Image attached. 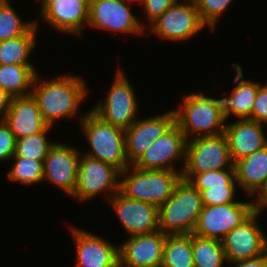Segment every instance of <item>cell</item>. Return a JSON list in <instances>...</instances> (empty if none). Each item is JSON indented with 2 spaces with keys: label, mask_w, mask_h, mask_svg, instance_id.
<instances>
[{
  "label": "cell",
  "mask_w": 267,
  "mask_h": 267,
  "mask_svg": "<svg viewBox=\"0 0 267 267\" xmlns=\"http://www.w3.org/2000/svg\"><path fill=\"white\" fill-rule=\"evenodd\" d=\"M81 77L57 75L54 79L42 80L36 73L31 94L37 101L43 120L50 126L56 120L69 119L77 114L88 89Z\"/></svg>",
  "instance_id": "obj_1"
},
{
  "label": "cell",
  "mask_w": 267,
  "mask_h": 267,
  "mask_svg": "<svg viewBox=\"0 0 267 267\" xmlns=\"http://www.w3.org/2000/svg\"><path fill=\"white\" fill-rule=\"evenodd\" d=\"M205 93L200 91L185 95L182 104L174 109L175 123L187 140L215 136L225 131L227 120L221 112L218 98L208 97Z\"/></svg>",
  "instance_id": "obj_2"
},
{
  "label": "cell",
  "mask_w": 267,
  "mask_h": 267,
  "mask_svg": "<svg viewBox=\"0 0 267 267\" xmlns=\"http://www.w3.org/2000/svg\"><path fill=\"white\" fill-rule=\"evenodd\" d=\"M79 124L90 149L86 156L109 163L120 171L125 170L129 163L126 156L125 131L103 121L91 109L79 116Z\"/></svg>",
  "instance_id": "obj_3"
},
{
  "label": "cell",
  "mask_w": 267,
  "mask_h": 267,
  "mask_svg": "<svg viewBox=\"0 0 267 267\" xmlns=\"http://www.w3.org/2000/svg\"><path fill=\"white\" fill-rule=\"evenodd\" d=\"M203 208L200 191L183 178L158 208V228L166 235L191 234Z\"/></svg>",
  "instance_id": "obj_4"
},
{
  "label": "cell",
  "mask_w": 267,
  "mask_h": 267,
  "mask_svg": "<svg viewBox=\"0 0 267 267\" xmlns=\"http://www.w3.org/2000/svg\"><path fill=\"white\" fill-rule=\"evenodd\" d=\"M120 178L119 191L123 195L159 208L171 197L182 175L179 171L144 170L129 165L121 171Z\"/></svg>",
  "instance_id": "obj_5"
},
{
  "label": "cell",
  "mask_w": 267,
  "mask_h": 267,
  "mask_svg": "<svg viewBox=\"0 0 267 267\" xmlns=\"http://www.w3.org/2000/svg\"><path fill=\"white\" fill-rule=\"evenodd\" d=\"M135 90L125 73L119 68L103 101L91 110L103 121L122 129L129 128L138 118Z\"/></svg>",
  "instance_id": "obj_6"
},
{
  "label": "cell",
  "mask_w": 267,
  "mask_h": 267,
  "mask_svg": "<svg viewBox=\"0 0 267 267\" xmlns=\"http://www.w3.org/2000/svg\"><path fill=\"white\" fill-rule=\"evenodd\" d=\"M181 174L235 169L225 133L187 140L185 163Z\"/></svg>",
  "instance_id": "obj_7"
},
{
  "label": "cell",
  "mask_w": 267,
  "mask_h": 267,
  "mask_svg": "<svg viewBox=\"0 0 267 267\" xmlns=\"http://www.w3.org/2000/svg\"><path fill=\"white\" fill-rule=\"evenodd\" d=\"M120 173L121 171L115 166L86 156L81 152L77 183L72 199L87 202L103 193L109 200L120 189Z\"/></svg>",
  "instance_id": "obj_8"
},
{
  "label": "cell",
  "mask_w": 267,
  "mask_h": 267,
  "mask_svg": "<svg viewBox=\"0 0 267 267\" xmlns=\"http://www.w3.org/2000/svg\"><path fill=\"white\" fill-rule=\"evenodd\" d=\"M177 0L150 24V30L160 39L184 42L207 25L202 21L194 0Z\"/></svg>",
  "instance_id": "obj_9"
},
{
  "label": "cell",
  "mask_w": 267,
  "mask_h": 267,
  "mask_svg": "<svg viewBox=\"0 0 267 267\" xmlns=\"http://www.w3.org/2000/svg\"><path fill=\"white\" fill-rule=\"evenodd\" d=\"M254 211L252 200L215 206L203 205L193 234L222 241L227 233L245 221Z\"/></svg>",
  "instance_id": "obj_10"
},
{
  "label": "cell",
  "mask_w": 267,
  "mask_h": 267,
  "mask_svg": "<svg viewBox=\"0 0 267 267\" xmlns=\"http://www.w3.org/2000/svg\"><path fill=\"white\" fill-rule=\"evenodd\" d=\"M128 0H89L88 26L119 34H144V26L132 13Z\"/></svg>",
  "instance_id": "obj_11"
},
{
  "label": "cell",
  "mask_w": 267,
  "mask_h": 267,
  "mask_svg": "<svg viewBox=\"0 0 267 267\" xmlns=\"http://www.w3.org/2000/svg\"><path fill=\"white\" fill-rule=\"evenodd\" d=\"M187 139L180 127L174 123L161 137L156 139L134 164L144 170H170L182 173V168L176 169V161L185 163ZM175 162V163H174Z\"/></svg>",
  "instance_id": "obj_12"
},
{
  "label": "cell",
  "mask_w": 267,
  "mask_h": 267,
  "mask_svg": "<svg viewBox=\"0 0 267 267\" xmlns=\"http://www.w3.org/2000/svg\"><path fill=\"white\" fill-rule=\"evenodd\" d=\"M259 215L260 212L254 211L222 240L227 261L251 259L267 251V237L257 222Z\"/></svg>",
  "instance_id": "obj_13"
},
{
  "label": "cell",
  "mask_w": 267,
  "mask_h": 267,
  "mask_svg": "<svg viewBox=\"0 0 267 267\" xmlns=\"http://www.w3.org/2000/svg\"><path fill=\"white\" fill-rule=\"evenodd\" d=\"M80 153L75 146L55 142L43 162V181L51 182L72 197L77 183Z\"/></svg>",
  "instance_id": "obj_14"
},
{
  "label": "cell",
  "mask_w": 267,
  "mask_h": 267,
  "mask_svg": "<svg viewBox=\"0 0 267 267\" xmlns=\"http://www.w3.org/2000/svg\"><path fill=\"white\" fill-rule=\"evenodd\" d=\"M166 236L160 230L129 236L118 245L119 267L161 266Z\"/></svg>",
  "instance_id": "obj_15"
},
{
  "label": "cell",
  "mask_w": 267,
  "mask_h": 267,
  "mask_svg": "<svg viewBox=\"0 0 267 267\" xmlns=\"http://www.w3.org/2000/svg\"><path fill=\"white\" fill-rule=\"evenodd\" d=\"M164 113L146 119H137L124 130L129 165H134L151 144L175 123L174 109Z\"/></svg>",
  "instance_id": "obj_16"
},
{
  "label": "cell",
  "mask_w": 267,
  "mask_h": 267,
  "mask_svg": "<svg viewBox=\"0 0 267 267\" xmlns=\"http://www.w3.org/2000/svg\"><path fill=\"white\" fill-rule=\"evenodd\" d=\"M108 201L128 235L148 234L159 230L158 208L153 204L130 199L120 191Z\"/></svg>",
  "instance_id": "obj_17"
},
{
  "label": "cell",
  "mask_w": 267,
  "mask_h": 267,
  "mask_svg": "<svg viewBox=\"0 0 267 267\" xmlns=\"http://www.w3.org/2000/svg\"><path fill=\"white\" fill-rule=\"evenodd\" d=\"M40 13L57 31L80 36L89 21V0H44Z\"/></svg>",
  "instance_id": "obj_18"
},
{
  "label": "cell",
  "mask_w": 267,
  "mask_h": 267,
  "mask_svg": "<svg viewBox=\"0 0 267 267\" xmlns=\"http://www.w3.org/2000/svg\"><path fill=\"white\" fill-rule=\"evenodd\" d=\"M200 191L205 206L223 205L237 202L238 191L235 169L207 171L198 174H181Z\"/></svg>",
  "instance_id": "obj_19"
},
{
  "label": "cell",
  "mask_w": 267,
  "mask_h": 267,
  "mask_svg": "<svg viewBox=\"0 0 267 267\" xmlns=\"http://www.w3.org/2000/svg\"><path fill=\"white\" fill-rule=\"evenodd\" d=\"M70 228L77 253L75 267H119L117 245L82 228Z\"/></svg>",
  "instance_id": "obj_20"
},
{
  "label": "cell",
  "mask_w": 267,
  "mask_h": 267,
  "mask_svg": "<svg viewBox=\"0 0 267 267\" xmlns=\"http://www.w3.org/2000/svg\"><path fill=\"white\" fill-rule=\"evenodd\" d=\"M263 126L264 124L248 118L226 123L224 133L233 164L267 145Z\"/></svg>",
  "instance_id": "obj_21"
},
{
  "label": "cell",
  "mask_w": 267,
  "mask_h": 267,
  "mask_svg": "<svg viewBox=\"0 0 267 267\" xmlns=\"http://www.w3.org/2000/svg\"><path fill=\"white\" fill-rule=\"evenodd\" d=\"M4 121L16 139L40 133L48 126L32 94L11 98Z\"/></svg>",
  "instance_id": "obj_22"
},
{
  "label": "cell",
  "mask_w": 267,
  "mask_h": 267,
  "mask_svg": "<svg viewBox=\"0 0 267 267\" xmlns=\"http://www.w3.org/2000/svg\"><path fill=\"white\" fill-rule=\"evenodd\" d=\"M233 69L236 71L234 78L235 86L229 97L219 100L221 112L228 121L232 115L237 119H247L251 116L255 104V97L261 84L259 82L245 80L242 66L232 63Z\"/></svg>",
  "instance_id": "obj_23"
},
{
  "label": "cell",
  "mask_w": 267,
  "mask_h": 267,
  "mask_svg": "<svg viewBox=\"0 0 267 267\" xmlns=\"http://www.w3.org/2000/svg\"><path fill=\"white\" fill-rule=\"evenodd\" d=\"M236 181L248 196H255L267 181V145L234 164Z\"/></svg>",
  "instance_id": "obj_24"
},
{
  "label": "cell",
  "mask_w": 267,
  "mask_h": 267,
  "mask_svg": "<svg viewBox=\"0 0 267 267\" xmlns=\"http://www.w3.org/2000/svg\"><path fill=\"white\" fill-rule=\"evenodd\" d=\"M38 22L24 35L0 42V64L34 65L28 58L36 47Z\"/></svg>",
  "instance_id": "obj_25"
},
{
  "label": "cell",
  "mask_w": 267,
  "mask_h": 267,
  "mask_svg": "<svg viewBox=\"0 0 267 267\" xmlns=\"http://www.w3.org/2000/svg\"><path fill=\"white\" fill-rule=\"evenodd\" d=\"M36 73L34 65L0 64V88L12 98L29 95Z\"/></svg>",
  "instance_id": "obj_26"
},
{
  "label": "cell",
  "mask_w": 267,
  "mask_h": 267,
  "mask_svg": "<svg viewBox=\"0 0 267 267\" xmlns=\"http://www.w3.org/2000/svg\"><path fill=\"white\" fill-rule=\"evenodd\" d=\"M161 267H194L192 233L166 236Z\"/></svg>",
  "instance_id": "obj_27"
},
{
  "label": "cell",
  "mask_w": 267,
  "mask_h": 267,
  "mask_svg": "<svg viewBox=\"0 0 267 267\" xmlns=\"http://www.w3.org/2000/svg\"><path fill=\"white\" fill-rule=\"evenodd\" d=\"M194 267H223L227 262L222 241L192 233Z\"/></svg>",
  "instance_id": "obj_28"
},
{
  "label": "cell",
  "mask_w": 267,
  "mask_h": 267,
  "mask_svg": "<svg viewBox=\"0 0 267 267\" xmlns=\"http://www.w3.org/2000/svg\"><path fill=\"white\" fill-rule=\"evenodd\" d=\"M11 4L10 0H0V42L20 37L35 25V21H22Z\"/></svg>",
  "instance_id": "obj_29"
},
{
  "label": "cell",
  "mask_w": 267,
  "mask_h": 267,
  "mask_svg": "<svg viewBox=\"0 0 267 267\" xmlns=\"http://www.w3.org/2000/svg\"><path fill=\"white\" fill-rule=\"evenodd\" d=\"M53 126L48 125L42 132L16 139L15 154L25 158L44 161L54 141H49L47 133Z\"/></svg>",
  "instance_id": "obj_30"
},
{
  "label": "cell",
  "mask_w": 267,
  "mask_h": 267,
  "mask_svg": "<svg viewBox=\"0 0 267 267\" xmlns=\"http://www.w3.org/2000/svg\"><path fill=\"white\" fill-rule=\"evenodd\" d=\"M14 164L7 172V177L11 182H19L25 186H31L43 181V162L14 154Z\"/></svg>",
  "instance_id": "obj_31"
},
{
  "label": "cell",
  "mask_w": 267,
  "mask_h": 267,
  "mask_svg": "<svg viewBox=\"0 0 267 267\" xmlns=\"http://www.w3.org/2000/svg\"><path fill=\"white\" fill-rule=\"evenodd\" d=\"M202 21L214 30L219 17L234 0H194Z\"/></svg>",
  "instance_id": "obj_32"
},
{
  "label": "cell",
  "mask_w": 267,
  "mask_h": 267,
  "mask_svg": "<svg viewBox=\"0 0 267 267\" xmlns=\"http://www.w3.org/2000/svg\"><path fill=\"white\" fill-rule=\"evenodd\" d=\"M16 137L9 125L0 120V162L12 160L15 154Z\"/></svg>",
  "instance_id": "obj_33"
},
{
  "label": "cell",
  "mask_w": 267,
  "mask_h": 267,
  "mask_svg": "<svg viewBox=\"0 0 267 267\" xmlns=\"http://www.w3.org/2000/svg\"><path fill=\"white\" fill-rule=\"evenodd\" d=\"M248 119L267 124V82L259 87L252 114Z\"/></svg>",
  "instance_id": "obj_34"
},
{
  "label": "cell",
  "mask_w": 267,
  "mask_h": 267,
  "mask_svg": "<svg viewBox=\"0 0 267 267\" xmlns=\"http://www.w3.org/2000/svg\"><path fill=\"white\" fill-rule=\"evenodd\" d=\"M177 0H143L140 4L144 7L147 20L151 24L160 17Z\"/></svg>",
  "instance_id": "obj_35"
},
{
  "label": "cell",
  "mask_w": 267,
  "mask_h": 267,
  "mask_svg": "<svg viewBox=\"0 0 267 267\" xmlns=\"http://www.w3.org/2000/svg\"><path fill=\"white\" fill-rule=\"evenodd\" d=\"M226 263H229V267H267V251L263 255L255 258L239 261H227Z\"/></svg>",
  "instance_id": "obj_36"
},
{
  "label": "cell",
  "mask_w": 267,
  "mask_h": 267,
  "mask_svg": "<svg viewBox=\"0 0 267 267\" xmlns=\"http://www.w3.org/2000/svg\"><path fill=\"white\" fill-rule=\"evenodd\" d=\"M254 208L255 211L262 213L263 209L267 208V181L261 190L254 196Z\"/></svg>",
  "instance_id": "obj_37"
},
{
  "label": "cell",
  "mask_w": 267,
  "mask_h": 267,
  "mask_svg": "<svg viewBox=\"0 0 267 267\" xmlns=\"http://www.w3.org/2000/svg\"><path fill=\"white\" fill-rule=\"evenodd\" d=\"M11 96L0 88V120H4L10 105Z\"/></svg>",
  "instance_id": "obj_38"
},
{
  "label": "cell",
  "mask_w": 267,
  "mask_h": 267,
  "mask_svg": "<svg viewBox=\"0 0 267 267\" xmlns=\"http://www.w3.org/2000/svg\"><path fill=\"white\" fill-rule=\"evenodd\" d=\"M129 2H133V1H140V3L143 1V0H128Z\"/></svg>",
  "instance_id": "obj_39"
}]
</instances>
